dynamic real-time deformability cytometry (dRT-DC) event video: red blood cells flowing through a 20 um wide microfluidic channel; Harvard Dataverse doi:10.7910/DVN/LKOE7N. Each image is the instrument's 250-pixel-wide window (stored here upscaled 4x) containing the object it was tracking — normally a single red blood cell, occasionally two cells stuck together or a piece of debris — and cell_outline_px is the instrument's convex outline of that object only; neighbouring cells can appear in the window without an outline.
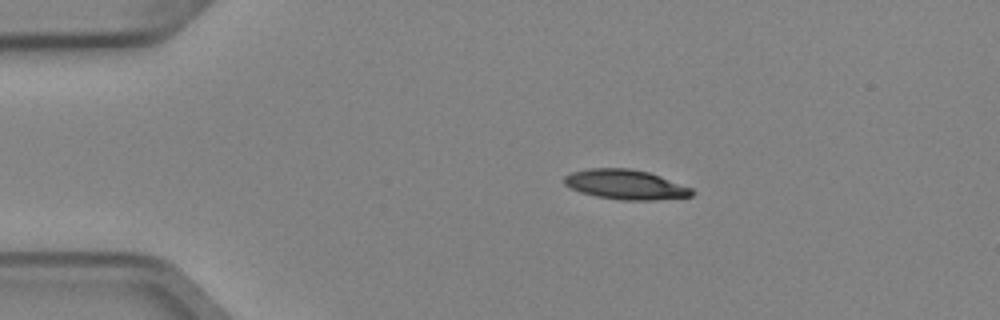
{"species": "Egyptian fruit bat (a non-hibernating species)", "species_latin": "Rousettus aegyptiacus", "temperature_condition": "cold", "stored_images_in_passage": 3, "camera_frame_rate_fps": 3000, "um_per_image_px": 0.085, "animal": {"sex": "female"}, "frame": {"image": 1, "passage_image": 1, "time_ms": 0.0, "image_size_px": [1000, 320], "cell_outline_px": [[696, 192], [692, 196], [656, 200], [620, 200], [596, 196], [580, 192], [568, 188], [564, 184], [564, 176], [572, 172], [588, 168], [632, 168], [648, 172], [660, 176], [692, 188]], "centroid_in_image_um": [53.16, 15.69], "position_along_channel_um": 31.8, "area_um2": 22.31}}